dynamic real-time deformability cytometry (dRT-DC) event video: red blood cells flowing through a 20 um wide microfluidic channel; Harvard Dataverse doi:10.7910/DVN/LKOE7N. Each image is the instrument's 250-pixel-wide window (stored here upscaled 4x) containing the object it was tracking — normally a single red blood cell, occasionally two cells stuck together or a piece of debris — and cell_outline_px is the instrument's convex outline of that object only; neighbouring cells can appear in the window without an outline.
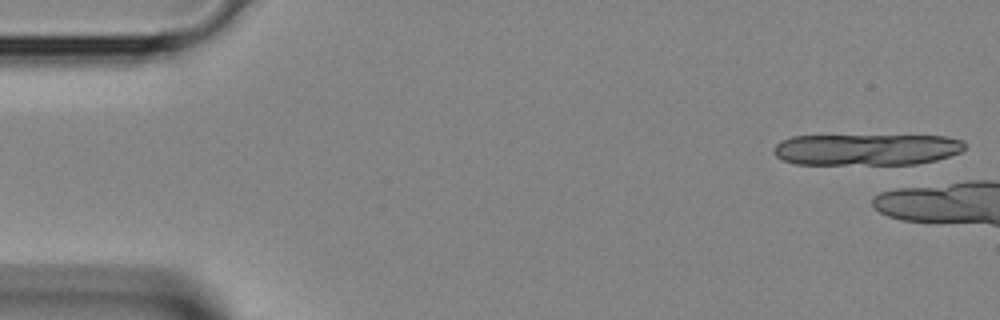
{"species": "Egyptian fruit bat (a non-hibernating species)", "species_latin": "Rousettus aegyptiacus", "temperature_condition": "room temperature", "stored_images_in_passage": 1, "camera_frame_rate_fps": 3000, "um_per_image_px": 0.085, "animal": {"sex": "female"}, "frame": {"image": 1, "passage_image": 1, "time_ms": 0.0, "image_size_px": [1000, 320], "cell_outline_px": [[968, 144], [960, 152], [936, 160], [916, 164], [796, 164], [784, 160], [776, 156], [772, 152], [772, 148], [780, 140], [792, 136], [944, 136], [964, 140]], "centroid_in_image_um": [73.65, 12.7], "position_along_channel_um": 11.4, "area_um2": 35.14}}